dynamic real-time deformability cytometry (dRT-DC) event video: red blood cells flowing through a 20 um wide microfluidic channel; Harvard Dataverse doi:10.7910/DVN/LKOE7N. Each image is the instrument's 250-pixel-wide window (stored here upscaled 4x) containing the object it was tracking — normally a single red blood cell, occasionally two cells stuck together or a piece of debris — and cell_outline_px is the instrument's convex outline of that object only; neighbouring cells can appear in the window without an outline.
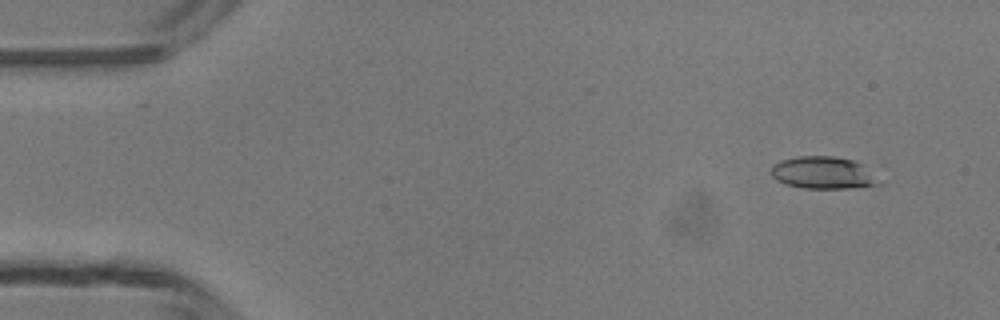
{"species": "common noctule bat (a hibernating species)", "species_latin": "Nyctalus noctula", "temperature_condition": "room temperature", "stored_images_in_passage": 3, "camera_frame_rate_fps": 3000, "um_per_image_px": 0.085, "animal": {"sex": "male", "body_mass_g": 13.3}, "frame": {"image": 1, "passage_image": 1, "time_ms": 0.0, "image_size_px": [1000, 320], "cell_outline_px": [[880, 184], [848, 188], [804, 188], [788, 184], [776, 180], [768, 172], [772, 164], [780, 160], [796, 156], [836, 156], [852, 160], [860, 164]], "centroid_in_image_um": [69.82, 14.67], "position_along_channel_um": 15.2, "area_um2": 19.88}}
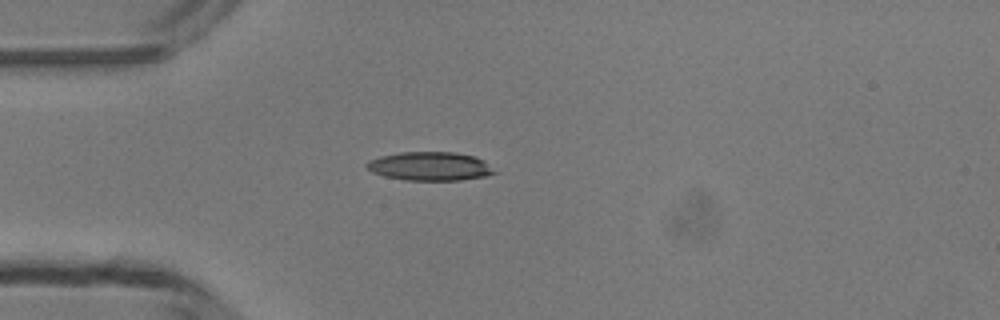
{"frame": {"image": 2, "passage_image": 3, "time_ms": 3.0, "image_size_px": [1000, 320], "cell_outline_px": [[500, 172], [484, 176], [460, 180], [404, 180], [384, 176], [372, 172], [364, 164], [368, 160], [380, 156], [400, 152], [456, 152], [476, 156], [484, 160]], "centroid_in_image_um": [36.58, 14.12], "position_along_channel_um": 48.4, "area_um2": 21.62}}